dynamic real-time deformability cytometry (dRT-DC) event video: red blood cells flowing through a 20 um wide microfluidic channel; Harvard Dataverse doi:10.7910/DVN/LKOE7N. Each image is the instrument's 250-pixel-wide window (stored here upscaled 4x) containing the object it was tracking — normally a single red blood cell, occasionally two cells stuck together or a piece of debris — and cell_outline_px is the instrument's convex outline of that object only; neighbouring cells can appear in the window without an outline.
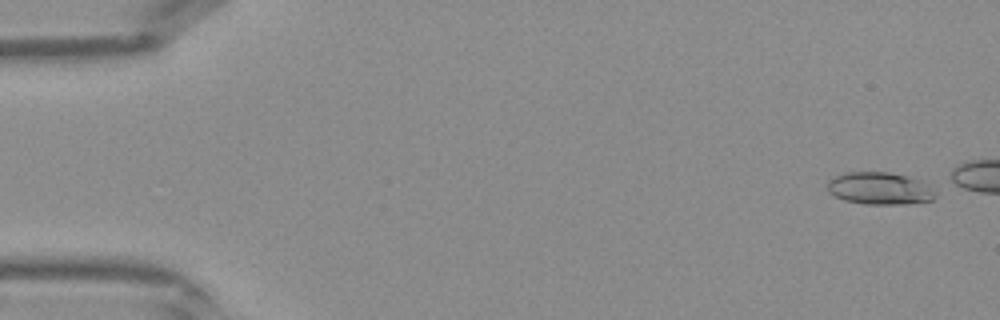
{"species": "Egyptian fruit bat (a non-hibernating species)", "species_latin": "Rousettus aegyptiacus", "temperature_condition": "warm", "stored_images_in_passage": 8, "camera_frame_rate_fps": 3000, "um_per_image_px": 0.085, "frame": {"image": 1, "passage_image": 1, "time_ms": 0.0, "image_size_px": [1000, 320], "cell_outline_px": [[936, 196], [932, 200], [900, 204], [864, 204], [844, 200], [828, 192], [828, 180], [844, 172], [888, 172], [904, 176], [916, 180], [924, 184], [936, 192]], "centroid_in_image_um": [74.71, 16.02], "position_along_channel_um": 10.3, "area_um2": 19.94}}